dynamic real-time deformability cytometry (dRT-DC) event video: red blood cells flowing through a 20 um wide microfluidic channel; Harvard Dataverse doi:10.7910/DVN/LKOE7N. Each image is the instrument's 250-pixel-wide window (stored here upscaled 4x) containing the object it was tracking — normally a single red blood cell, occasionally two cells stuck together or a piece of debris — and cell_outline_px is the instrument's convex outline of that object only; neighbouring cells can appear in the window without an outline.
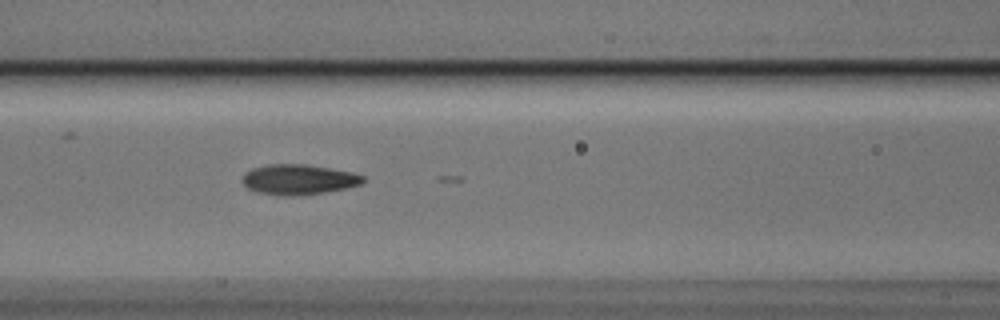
{"species": "Egyptian fruit bat (a non-hibernating species)", "species_latin": "Rousettus aegyptiacus", "temperature_condition": "cold", "stored_images_in_passage": 8, "camera_frame_rate_fps": 3000, "um_per_image_px": 0.085, "animal": {"sex": "male"}, "frame": {"image": 1, "passage_image": 5, "time_ms": 1.333, "image_size_px": [1000, 320], "cell_outline_px": [[364, 180], [360, 184], [344, 188], [324, 192], [288, 196], [276, 196], [256, 192], [248, 188], [240, 180], [244, 172], [252, 168], [268, 164], [304, 164], [352, 172], [364, 176]], "centroid_in_image_um": [25.3, 15.25], "position_along_channel_um": 141.3, "area_um2": 21.21}}
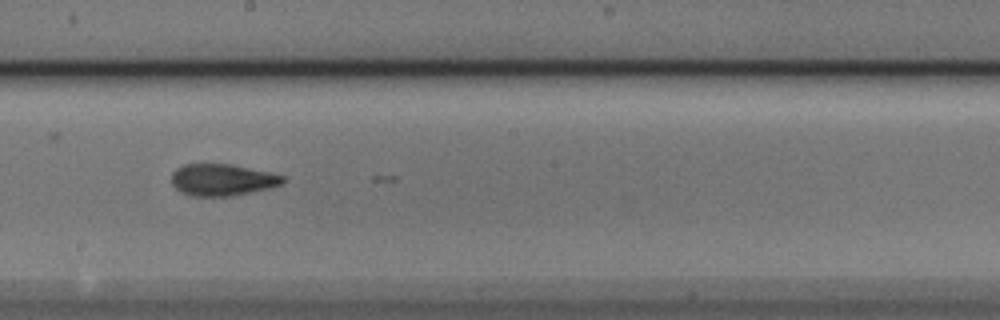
{"frame": {"image": 2, "passage_image": 7, "time_ms": 2.0, "image_size_px": [1000, 320], "cell_outline_px": [[284, 180], [280, 184], [268, 188], [232, 196], [192, 196], [180, 192], [172, 184], [172, 172], [176, 168], [184, 164], [232, 164], [268, 172], [284, 176]], "centroid_in_image_um": [18.84, 15.28], "position_along_channel_um": 229.4, "area_um2": 20.46}}
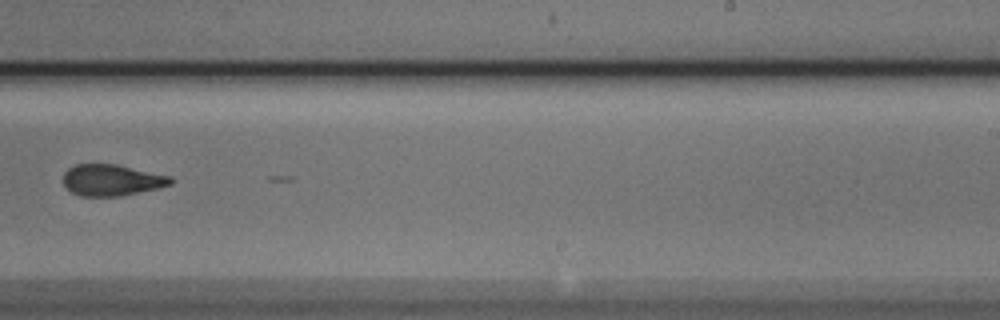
{"frame": {"image": 3, "passage_image": 8, "time_ms": 2.333, "image_size_px": [1000, 320], "cell_outline_px": [[172, 184], [156, 188], [120, 196], [80, 196], [72, 192], [64, 184], [64, 172], [68, 168], [76, 164], [116, 164], [172, 176]], "centroid_in_image_um": [9.49, 15.3], "position_along_channel_um": 279.5, "area_um2": 19.48}}